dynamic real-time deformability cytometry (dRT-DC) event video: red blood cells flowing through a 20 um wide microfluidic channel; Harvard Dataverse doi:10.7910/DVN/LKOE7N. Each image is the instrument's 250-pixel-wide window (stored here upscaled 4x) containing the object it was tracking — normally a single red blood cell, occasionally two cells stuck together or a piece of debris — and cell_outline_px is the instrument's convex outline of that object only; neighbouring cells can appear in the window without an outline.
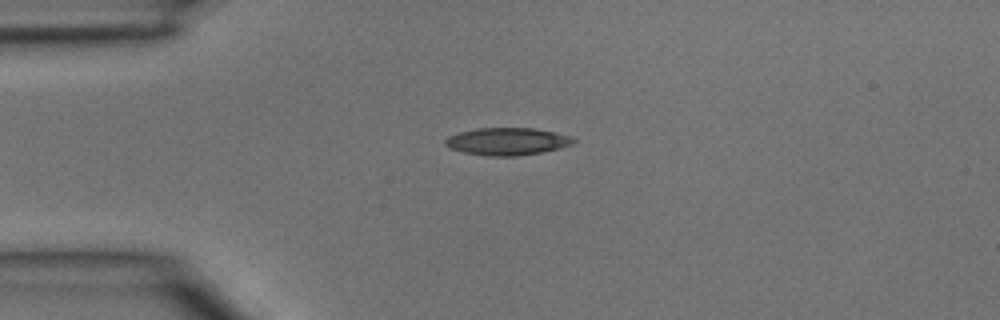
{"species": "common noctule bat (a hibernating species)", "species_latin": "Nyctalus noctula", "temperature_condition": "room temperature", "stored_images_in_passage": 1, "camera_frame_rate_fps": 3000, "um_per_image_px": 0.085, "animal": {"sex": "male", "body_mass_g": 15.6}, "frame": {"image": 1, "passage_image": 1, "time_ms": 0.0, "image_size_px": [1000, 320], "cell_outline_px": [[576, 140], [572, 144], [560, 148], [540, 152], [516, 156], [488, 156], [464, 152], [452, 148], [444, 144], [444, 140], [448, 136], [460, 132], [476, 128], [532, 128], [556, 132], [572, 136]], "centroid_in_image_um": [43.13, 12.01], "position_along_channel_um": 41.9, "area_um2": 20.4}}